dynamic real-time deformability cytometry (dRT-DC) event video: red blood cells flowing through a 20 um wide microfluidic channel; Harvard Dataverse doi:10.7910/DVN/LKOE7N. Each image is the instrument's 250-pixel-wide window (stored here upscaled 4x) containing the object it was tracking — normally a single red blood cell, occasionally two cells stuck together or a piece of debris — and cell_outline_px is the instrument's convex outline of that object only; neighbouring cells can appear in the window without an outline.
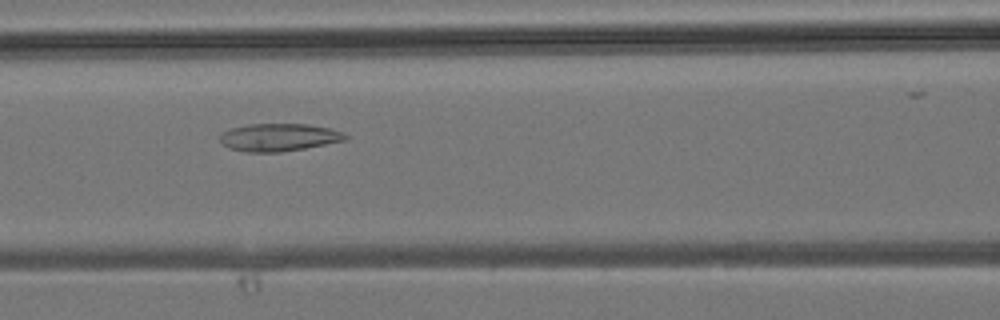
{"species": "common noctule bat (a hibernating species)", "species_latin": "Nyctalus noctula", "temperature_condition": "room temperature", "stored_images_in_passage": 37, "camera_frame_rate_fps": 3000, "um_per_image_px": 0.085, "animal": {"sex": "male", "body_mass_g": 19.2, "forearm_length_mm": 51.8}, "frame": {"image": 1, "passage_image": 12, "time_ms": 3.667, "image_size_px": [1000, 320], "cell_outline_px": [[348, 140], [304, 148], [280, 152], [248, 152], [228, 148], [220, 140], [220, 132], [232, 128], [248, 124], [308, 124], [328, 128], [344, 132], [348, 136]], "centroid_in_image_um": [23.71, 11.67], "position_along_channel_um": 142.9, "area_um2": 20.23}}
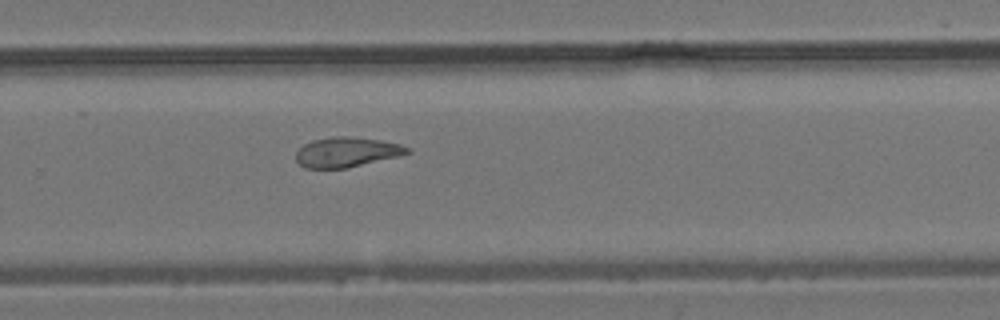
{"frame": {"image": 2, "passage_image": 22, "time_ms": 7.0, "image_size_px": [1000, 320], "cell_outline_px": [[412, 152], [400, 156], [344, 168], [304, 168], [296, 160], [296, 152], [304, 144], [312, 140], [332, 136], [348, 136], [380, 140], [400, 144], [408, 148]], "centroid_in_image_um": [29.46, 12.92], "position_along_channel_um": 300.3, "area_um2": 19.31}}
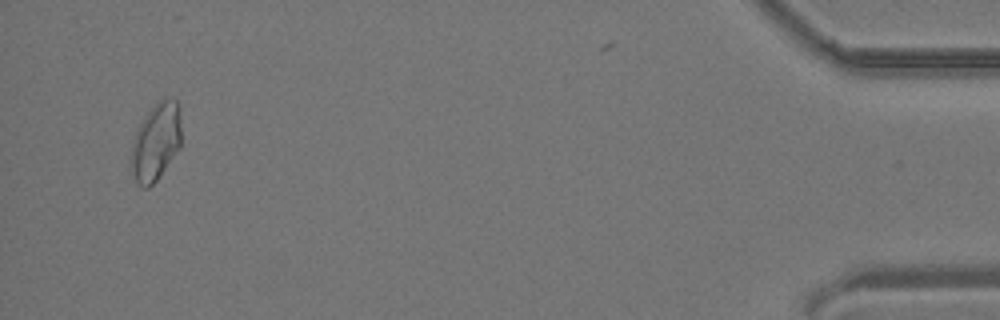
{"frame": {"image": 3, "passage_image": 35, "time_ms": 11.333, "image_size_px": [1000, 320], "cell_outline_px": [[180, 148], [156, 180], [148, 188], [144, 188], [136, 184], [128, 164], [132, 144], [136, 132], [144, 116], [160, 100], [176, 100], [180, 108]], "centroid_in_image_um": [13.21, 12.12], "position_along_channel_um": 422.0, "area_um2": 22.66}}